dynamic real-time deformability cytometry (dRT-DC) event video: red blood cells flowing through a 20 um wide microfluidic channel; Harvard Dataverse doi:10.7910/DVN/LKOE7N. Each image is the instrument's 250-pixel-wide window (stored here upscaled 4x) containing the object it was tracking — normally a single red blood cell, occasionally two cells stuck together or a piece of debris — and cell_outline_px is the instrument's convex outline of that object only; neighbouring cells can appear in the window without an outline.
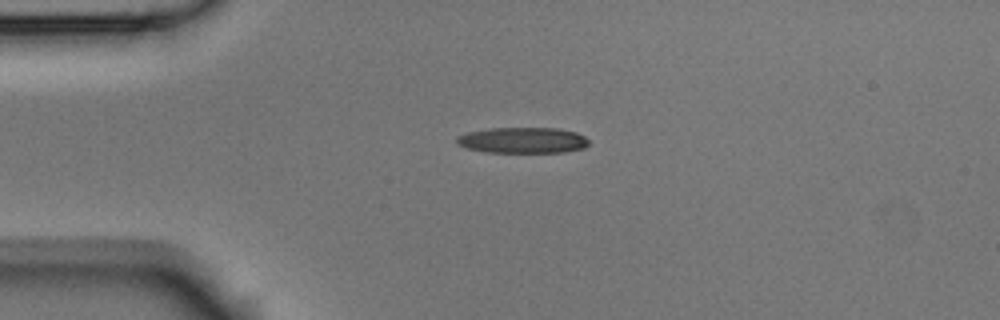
{"species": "Egyptian fruit bat (a non-hibernating species)", "species_latin": "Rousettus aegyptiacus", "temperature_condition": "room temperature", "stored_images_in_passage": 6, "camera_frame_rate_fps": 3000, "um_per_image_px": 0.085, "animal": {"sex": "male"}, "frame": {"image": 1, "passage_image": 3, "time_ms": 0.667, "image_size_px": [1000, 320], "cell_outline_px": [[588, 144], [584, 148], [564, 152], [484, 152], [468, 148], [456, 144], [456, 136], [468, 132], [492, 128], [556, 128], [576, 132], [584, 136], [588, 140]], "centroid_in_image_um": [44.42, 11.92], "position_along_channel_um": 40.6, "area_um2": 19.88}}
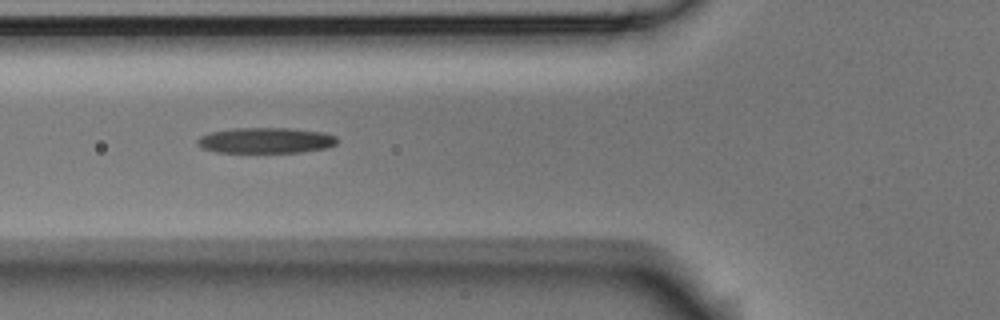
{"frame": {"image": 2, "passage_image": 5, "time_ms": 1.333, "image_size_px": [1000, 320], "cell_outline_px": [[340, 140], [336, 144], [324, 148], [300, 152], [216, 152], [204, 148], [196, 144], [196, 140], [200, 136], [212, 132], [232, 128], [292, 128], [324, 132], [336, 136]], "centroid_in_image_um": [22.61, 11.92], "position_along_channel_um": 103.2, "area_um2": 20.92}}
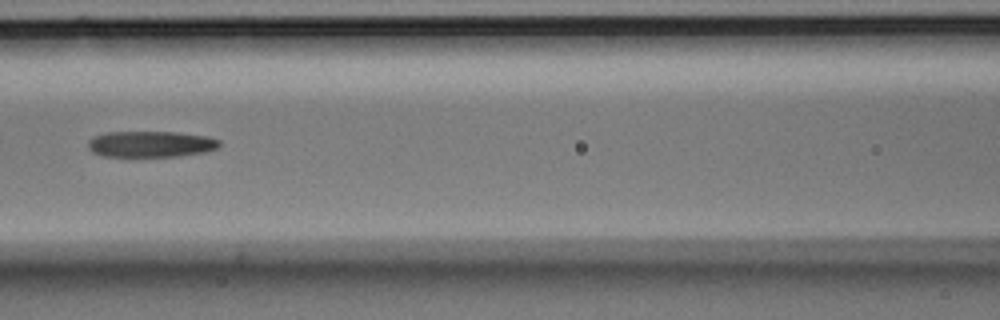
{"frame": {"image": 3, "passage_image": 6, "time_ms": 1.667, "image_size_px": [1000, 320], "cell_outline_px": [[220, 144], [216, 148], [204, 152], [176, 156], [104, 156], [92, 152], [88, 148], [88, 140], [92, 136], [104, 132], [176, 132], [208, 136], [220, 140]], "centroid_in_image_um": [12.78, 12.23], "position_along_channel_um": 153.8, "area_um2": 20.0}}